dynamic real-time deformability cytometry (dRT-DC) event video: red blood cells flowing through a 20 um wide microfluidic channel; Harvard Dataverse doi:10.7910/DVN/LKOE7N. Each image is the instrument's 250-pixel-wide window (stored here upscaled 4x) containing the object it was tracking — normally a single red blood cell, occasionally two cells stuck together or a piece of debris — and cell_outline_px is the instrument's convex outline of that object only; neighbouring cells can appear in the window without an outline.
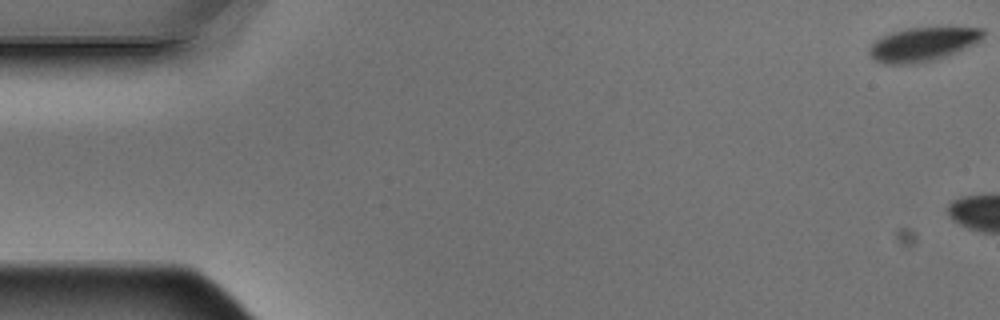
{"species": "Egyptian fruit bat (a non-hibernating species)", "species_latin": "Rousettus aegyptiacus", "temperature_condition": "warm", "stored_images_in_passage": 5, "camera_frame_rate_fps": 3000, "um_per_image_px": 0.085, "animal": {"sex": "male"}, "frame": {"image": 1, "passage_image": 1, "time_ms": 0.0, "image_size_px": [1000, 320], "cell_outline_px": [[984, 36], [980, 40], [948, 56], [916, 64], [884, 64], [876, 60], [868, 52], [868, 48], [876, 40], [892, 32], [904, 28], [984, 28]], "centroid_in_image_um": [78.42, 3.77], "position_along_channel_um": 6.6, "area_um2": 22.2}}